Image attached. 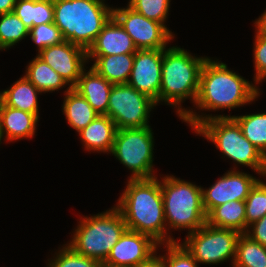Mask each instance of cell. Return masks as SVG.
Instances as JSON below:
<instances>
[{
  "mask_svg": "<svg viewBox=\"0 0 266 267\" xmlns=\"http://www.w3.org/2000/svg\"><path fill=\"white\" fill-rule=\"evenodd\" d=\"M38 121L35 114L12 108L0 101V142L4 137V140L11 142L33 137Z\"/></svg>",
  "mask_w": 266,
  "mask_h": 267,
  "instance_id": "cell-18",
  "label": "cell"
},
{
  "mask_svg": "<svg viewBox=\"0 0 266 267\" xmlns=\"http://www.w3.org/2000/svg\"><path fill=\"white\" fill-rule=\"evenodd\" d=\"M16 5V0H0V14L11 13Z\"/></svg>",
  "mask_w": 266,
  "mask_h": 267,
  "instance_id": "cell-38",
  "label": "cell"
},
{
  "mask_svg": "<svg viewBox=\"0 0 266 267\" xmlns=\"http://www.w3.org/2000/svg\"><path fill=\"white\" fill-rule=\"evenodd\" d=\"M259 179L245 172L229 170L209 189L202 187L203 207L208 214L213 208L229 201H245Z\"/></svg>",
  "mask_w": 266,
  "mask_h": 267,
  "instance_id": "cell-14",
  "label": "cell"
},
{
  "mask_svg": "<svg viewBox=\"0 0 266 267\" xmlns=\"http://www.w3.org/2000/svg\"><path fill=\"white\" fill-rule=\"evenodd\" d=\"M31 40L37 45L38 53L49 47L61 43L64 39L54 23H46L32 27L29 30Z\"/></svg>",
  "mask_w": 266,
  "mask_h": 267,
  "instance_id": "cell-32",
  "label": "cell"
},
{
  "mask_svg": "<svg viewBox=\"0 0 266 267\" xmlns=\"http://www.w3.org/2000/svg\"><path fill=\"white\" fill-rule=\"evenodd\" d=\"M171 0H129L128 6L137 13L162 23L165 27Z\"/></svg>",
  "mask_w": 266,
  "mask_h": 267,
  "instance_id": "cell-30",
  "label": "cell"
},
{
  "mask_svg": "<svg viewBox=\"0 0 266 267\" xmlns=\"http://www.w3.org/2000/svg\"><path fill=\"white\" fill-rule=\"evenodd\" d=\"M254 81L257 83L266 73V37L256 34L254 42Z\"/></svg>",
  "mask_w": 266,
  "mask_h": 267,
  "instance_id": "cell-34",
  "label": "cell"
},
{
  "mask_svg": "<svg viewBox=\"0 0 266 267\" xmlns=\"http://www.w3.org/2000/svg\"><path fill=\"white\" fill-rule=\"evenodd\" d=\"M25 77L42 93L58 91L68 85L46 62L36 56L26 67Z\"/></svg>",
  "mask_w": 266,
  "mask_h": 267,
  "instance_id": "cell-26",
  "label": "cell"
},
{
  "mask_svg": "<svg viewBox=\"0 0 266 267\" xmlns=\"http://www.w3.org/2000/svg\"><path fill=\"white\" fill-rule=\"evenodd\" d=\"M207 58L193 56L177 46L163 49L159 103L176 107L180 119L188 111L180 104L188 98L192 103L196 101L201 70Z\"/></svg>",
  "mask_w": 266,
  "mask_h": 267,
  "instance_id": "cell-3",
  "label": "cell"
},
{
  "mask_svg": "<svg viewBox=\"0 0 266 267\" xmlns=\"http://www.w3.org/2000/svg\"><path fill=\"white\" fill-rule=\"evenodd\" d=\"M206 223L219 228L246 232L245 201H229L216 206L208 214Z\"/></svg>",
  "mask_w": 266,
  "mask_h": 267,
  "instance_id": "cell-23",
  "label": "cell"
},
{
  "mask_svg": "<svg viewBox=\"0 0 266 267\" xmlns=\"http://www.w3.org/2000/svg\"><path fill=\"white\" fill-rule=\"evenodd\" d=\"M150 236L126 229L112 247L103 265L110 267H138L147 261L158 247Z\"/></svg>",
  "mask_w": 266,
  "mask_h": 267,
  "instance_id": "cell-12",
  "label": "cell"
},
{
  "mask_svg": "<svg viewBox=\"0 0 266 267\" xmlns=\"http://www.w3.org/2000/svg\"><path fill=\"white\" fill-rule=\"evenodd\" d=\"M246 231L248 226L266 215V183L258 180L245 199Z\"/></svg>",
  "mask_w": 266,
  "mask_h": 267,
  "instance_id": "cell-29",
  "label": "cell"
},
{
  "mask_svg": "<svg viewBox=\"0 0 266 267\" xmlns=\"http://www.w3.org/2000/svg\"><path fill=\"white\" fill-rule=\"evenodd\" d=\"M167 254L162 256L166 267H198L196 260L178 242L164 244Z\"/></svg>",
  "mask_w": 266,
  "mask_h": 267,
  "instance_id": "cell-33",
  "label": "cell"
},
{
  "mask_svg": "<svg viewBox=\"0 0 266 267\" xmlns=\"http://www.w3.org/2000/svg\"><path fill=\"white\" fill-rule=\"evenodd\" d=\"M112 87L111 82L90 67L89 70H83L73 89L83 96L98 114L106 115Z\"/></svg>",
  "mask_w": 266,
  "mask_h": 267,
  "instance_id": "cell-19",
  "label": "cell"
},
{
  "mask_svg": "<svg viewBox=\"0 0 266 267\" xmlns=\"http://www.w3.org/2000/svg\"><path fill=\"white\" fill-rule=\"evenodd\" d=\"M194 131L212 141L224 157L266 176V157L244 137L240 125L233 117L211 118L200 123Z\"/></svg>",
  "mask_w": 266,
  "mask_h": 267,
  "instance_id": "cell-7",
  "label": "cell"
},
{
  "mask_svg": "<svg viewBox=\"0 0 266 267\" xmlns=\"http://www.w3.org/2000/svg\"><path fill=\"white\" fill-rule=\"evenodd\" d=\"M262 80H266V73L261 77V79L256 84H260Z\"/></svg>",
  "mask_w": 266,
  "mask_h": 267,
  "instance_id": "cell-39",
  "label": "cell"
},
{
  "mask_svg": "<svg viewBox=\"0 0 266 267\" xmlns=\"http://www.w3.org/2000/svg\"><path fill=\"white\" fill-rule=\"evenodd\" d=\"M256 34L266 37V10L255 21Z\"/></svg>",
  "mask_w": 266,
  "mask_h": 267,
  "instance_id": "cell-37",
  "label": "cell"
},
{
  "mask_svg": "<svg viewBox=\"0 0 266 267\" xmlns=\"http://www.w3.org/2000/svg\"><path fill=\"white\" fill-rule=\"evenodd\" d=\"M122 214L126 227L150 236L159 245L175 243L167 232L161 181L151 179H128L115 206Z\"/></svg>",
  "mask_w": 266,
  "mask_h": 267,
  "instance_id": "cell-1",
  "label": "cell"
},
{
  "mask_svg": "<svg viewBox=\"0 0 266 267\" xmlns=\"http://www.w3.org/2000/svg\"><path fill=\"white\" fill-rule=\"evenodd\" d=\"M154 107V100L128 83L113 84L106 116L114 121L117 129L140 128L149 126V114Z\"/></svg>",
  "mask_w": 266,
  "mask_h": 267,
  "instance_id": "cell-10",
  "label": "cell"
},
{
  "mask_svg": "<svg viewBox=\"0 0 266 267\" xmlns=\"http://www.w3.org/2000/svg\"><path fill=\"white\" fill-rule=\"evenodd\" d=\"M29 36V29L13 12L0 14V50H7Z\"/></svg>",
  "mask_w": 266,
  "mask_h": 267,
  "instance_id": "cell-28",
  "label": "cell"
},
{
  "mask_svg": "<svg viewBox=\"0 0 266 267\" xmlns=\"http://www.w3.org/2000/svg\"><path fill=\"white\" fill-rule=\"evenodd\" d=\"M233 267H266V247L241 234L236 244Z\"/></svg>",
  "mask_w": 266,
  "mask_h": 267,
  "instance_id": "cell-27",
  "label": "cell"
},
{
  "mask_svg": "<svg viewBox=\"0 0 266 267\" xmlns=\"http://www.w3.org/2000/svg\"><path fill=\"white\" fill-rule=\"evenodd\" d=\"M81 219L72 241L67 245L78 254L103 264L112 247L127 229L125 220L115 206L103 213Z\"/></svg>",
  "mask_w": 266,
  "mask_h": 267,
  "instance_id": "cell-6",
  "label": "cell"
},
{
  "mask_svg": "<svg viewBox=\"0 0 266 267\" xmlns=\"http://www.w3.org/2000/svg\"><path fill=\"white\" fill-rule=\"evenodd\" d=\"M192 110V111H191ZM217 117H233L241 127L243 135L266 157V113H255L243 116L229 115H198L189 109L181 118L191 125L193 130L202 122Z\"/></svg>",
  "mask_w": 266,
  "mask_h": 267,
  "instance_id": "cell-17",
  "label": "cell"
},
{
  "mask_svg": "<svg viewBox=\"0 0 266 267\" xmlns=\"http://www.w3.org/2000/svg\"><path fill=\"white\" fill-rule=\"evenodd\" d=\"M87 59L88 61L95 59L91 67L112 84L128 83L134 63V54L87 56Z\"/></svg>",
  "mask_w": 266,
  "mask_h": 267,
  "instance_id": "cell-21",
  "label": "cell"
},
{
  "mask_svg": "<svg viewBox=\"0 0 266 267\" xmlns=\"http://www.w3.org/2000/svg\"><path fill=\"white\" fill-rule=\"evenodd\" d=\"M136 51L132 38L112 16L87 50V56L135 54Z\"/></svg>",
  "mask_w": 266,
  "mask_h": 267,
  "instance_id": "cell-16",
  "label": "cell"
},
{
  "mask_svg": "<svg viewBox=\"0 0 266 267\" xmlns=\"http://www.w3.org/2000/svg\"><path fill=\"white\" fill-rule=\"evenodd\" d=\"M241 234L232 229L211 226L205 223L188 234L180 243L199 264H219L236 256V244Z\"/></svg>",
  "mask_w": 266,
  "mask_h": 267,
  "instance_id": "cell-9",
  "label": "cell"
},
{
  "mask_svg": "<svg viewBox=\"0 0 266 267\" xmlns=\"http://www.w3.org/2000/svg\"><path fill=\"white\" fill-rule=\"evenodd\" d=\"M113 17L132 38L137 50L165 49L174 34L162 23L147 19L128 5L113 8Z\"/></svg>",
  "mask_w": 266,
  "mask_h": 267,
  "instance_id": "cell-11",
  "label": "cell"
},
{
  "mask_svg": "<svg viewBox=\"0 0 266 267\" xmlns=\"http://www.w3.org/2000/svg\"><path fill=\"white\" fill-rule=\"evenodd\" d=\"M245 235H247L251 240L266 247V215L248 226Z\"/></svg>",
  "mask_w": 266,
  "mask_h": 267,
  "instance_id": "cell-35",
  "label": "cell"
},
{
  "mask_svg": "<svg viewBox=\"0 0 266 267\" xmlns=\"http://www.w3.org/2000/svg\"><path fill=\"white\" fill-rule=\"evenodd\" d=\"M65 245L55 253L57 255L51 259L48 267H101L103 265L95 259L78 254L70 246Z\"/></svg>",
  "mask_w": 266,
  "mask_h": 267,
  "instance_id": "cell-31",
  "label": "cell"
},
{
  "mask_svg": "<svg viewBox=\"0 0 266 267\" xmlns=\"http://www.w3.org/2000/svg\"><path fill=\"white\" fill-rule=\"evenodd\" d=\"M163 49L137 50L128 84L159 103Z\"/></svg>",
  "mask_w": 266,
  "mask_h": 267,
  "instance_id": "cell-15",
  "label": "cell"
},
{
  "mask_svg": "<svg viewBox=\"0 0 266 267\" xmlns=\"http://www.w3.org/2000/svg\"><path fill=\"white\" fill-rule=\"evenodd\" d=\"M166 226L172 229H188V234L206 223L202 187L167 175L161 180Z\"/></svg>",
  "mask_w": 266,
  "mask_h": 267,
  "instance_id": "cell-5",
  "label": "cell"
},
{
  "mask_svg": "<svg viewBox=\"0 0 266 267\" xmlns=\"http://www.w3.org/2000/svg\"><path fill=\"white\" fill-rule=\"evenodd\" d=\"M41 93L25 76L0 92V101L7 106L35 114L39 118L38 94Z\"/></svg>",
  "mask_w": 266,
  "mask_h": 267,
  "instance_id": "cell-22",
  "label": "cell"
},
{
  "mask_svg": "<svg viewBox=\"0 0 266 267\" xmlns=\"http://www.w3.org/2000/svg\"><path fill=\"white\" fill-rule=\"evenodd\" d=\"M138 267H166V264L164 258L160 255L158 256L156 252L147 261L141 263Z\"/></svg>",
  "mask_w": 266,
  "mask_h": 267,
  "instance_id": "cell-36",
  "label": "cell"
},
{
  "mask_svg": "<svg viewBox=\"0 0 266 267\" xmlns=\"http://www.w3.org/2000/svg\"><path fill=\"white\" fill-rule=\"evenodd\" d=\"M116 132V124L109 116L98 115L85 128L81 129L78 134L86 150L110 153Z\"/></svg>",
  "mask_w": 266,
  "mask_h": 267,
  "instance_id": "cell-20",
  "label": "cell"
},
{
  "mask_svg": "<svg viewBox=\"0 0 266 267\" xmlns=\"http://www.w3.org/2000/svg\"><path fill=\"white\" fill-rule=\"evenodd\" d=\"M105 0H53L54 21L64 40L85 50L113 16Z\"/></svg>",
  "mask_w": 266,
  "mask_h": 267,
  "instance_id": "cell-4",
  "label": "cell"
},
{
  "mask_svg": "<svg viewBox=\"0 0 266 267\" xmlns=\"http://www.w3.org/2000/svg\"><path fill=\"white\" fill-rule=\"evenodd\" d=\"M13 13L29 30L38 25L53 23V0H16Z\"/></svg>",
  "mask_w": 266,
  "mask_h": 267,
  "instance_id": "cell-25",
  "label": "cell"
},
{
  "mask_svg": "<svg viewBox=\"0 0 266 267\" xmlns=\"http://www.w3.org/2000/svg\"><path fill=\"white\" fill-rule=\"evenodd\" d=\"M260 89L227 65L207 58L199 81V90L195 101L199 110L234 109L255 101Z\"/></svg>",
  "mask_w": 266,
  "mask_h": 267,
  "instance_id": "cell-2",
  "label": "cell"
},
{
  "mask_svg": "<svg viewBox=\"0 0 266 267\" xmlns=\"http://www.w3.org/2000/svg\"><path fill=\"white\" fill-rule=\"evenodd\" d=\"M151 126L117 129L110 153L131 170L130 179H151L154 137Z\"/></svg>",
  "mask_w": 266,
  "mask_h": 267,
  "instance_id": "cell-8",
  "label": "cell"
},
{
  "mask_svg": "<svg viewBox=\"0 0 266 267\" xmlns=\"http://www.w3.org/2000/svg\"><path fill=\"white\" fill-rule=\"evenodd\" d=\"M65 92L62 112L66 116L68 124L79 132L100 114L73 88L67 87Z\"/></svg>",
  "mask_w": 266,
  "mask_h": 267,
  "instance_id": "cell-24",
  "label": "cell"
},
{
  "mask_svg": "<svg viewBox=\"0 0 266 267\" xmlns=\"http://www.w3.org/2000/svg\"><path fill=\"white\" fill-rule=\"evenodd\" d=\"M37 56L46 62L73 88L88 62L87 50L63 40L40 51Z\"/></svg>",
  "mask_w": 266,
  "mask_h": 267,
  "instance_id": "cell-13",
  "label": "cell"
}]
</instances>
